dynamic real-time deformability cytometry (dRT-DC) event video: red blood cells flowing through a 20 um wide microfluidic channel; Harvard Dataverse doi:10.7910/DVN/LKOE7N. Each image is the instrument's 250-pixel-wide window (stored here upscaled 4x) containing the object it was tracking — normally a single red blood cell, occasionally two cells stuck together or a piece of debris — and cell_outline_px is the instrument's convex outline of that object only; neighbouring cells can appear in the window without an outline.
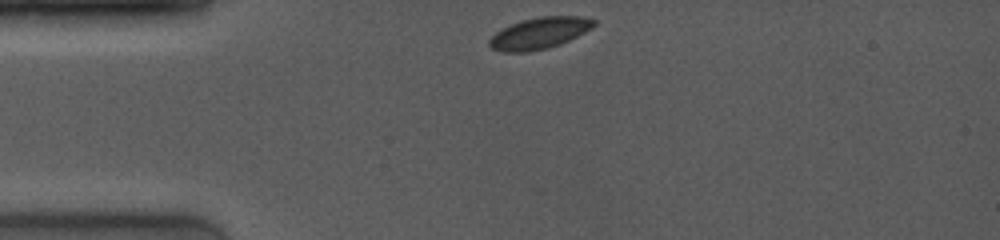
{"species": "common noctule bat (a hibernating species)", "species_latin": "Nyctalus noctula", "temperature_condition": "room temperature", "stored_images_in_passage": 13, "camera_frame_rate_fps": 4000, "um_per_image_px": 0.085, "animal": {"sex": "female", "body_mass_g": 19.0, "forearm_length_mm": 53.3}, "frame": {"image": 1, "passage_image": 1, "time_ms": 0.0, "image_size_px": [1000, 240], "cell_outline_px": [[596, 24], [592, 28], [560, 44], [548, 48], [528, 52], [500, 52], [492, 48], [488, 44], [488, 40], [496, 32], [512, 24], [524, 20], [540, 16], [580, 16], [596, 20]], "centroid_in_image_um": [45.85, 2.83], "position_along_channel_um": 39.2, "area_um2": 19.02}}
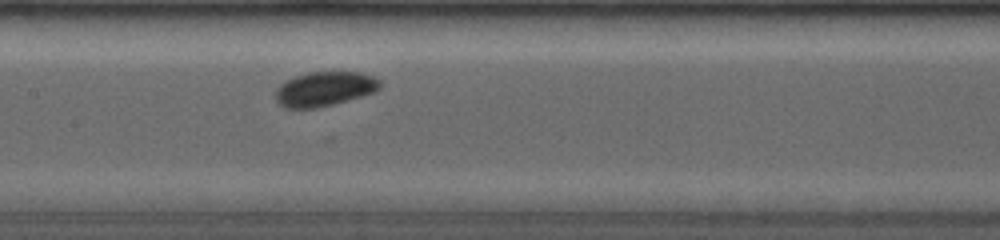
{"frame": {"image": 2, "passage_image": 8, "time_ms": 4.25, "image_size_px": [1000, 240], "cell_outline_px": [[380, 88], [376, 92], [332, 104], [316, 108], [284, 108], [276, 104], [276, 88], [284, 80], [308, 72], [360, 72], [372, 76], [380, 80]], "centroid_in_image_um": [27.55, 7.56], "position_along_channel_um": 179.8, "area_um2": 21.1}}
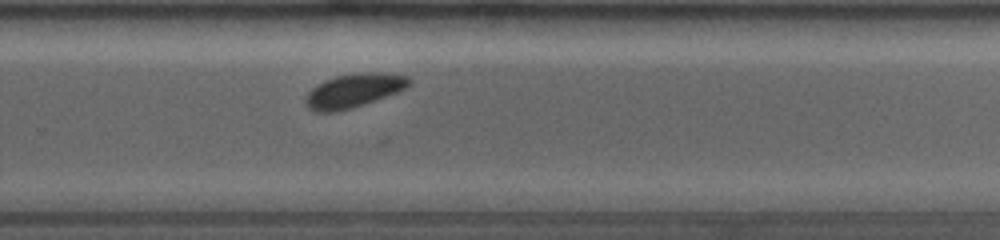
{"frame": {"image": 3, "passage_image": 13, "time_ms": 7.25, "image_size_px": [1000, 240], "cell_outline_px": [[412, 84], [396, 92], [364, 104], [352, 108], [336, 112], [316, 112], [308, 108], [304, 100], [308, 92], [312, 88], [324, 80], [336, 76], [356, 72], [388, 72], [408, 76], [412, 80]], "centroid_in_image_um": [30.07, 7.68], "position_along_channel_um": 299.7, "area_um2": 20.58}}